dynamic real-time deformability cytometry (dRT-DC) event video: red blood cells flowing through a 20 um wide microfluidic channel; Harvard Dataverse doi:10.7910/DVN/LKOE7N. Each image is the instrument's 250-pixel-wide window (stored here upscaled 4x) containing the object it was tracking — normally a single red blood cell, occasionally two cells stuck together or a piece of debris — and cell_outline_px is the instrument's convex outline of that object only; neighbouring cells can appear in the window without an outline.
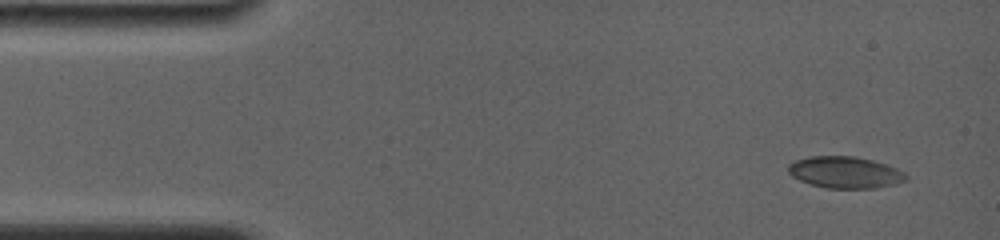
{"species": "common noctule bat (a hibernating species)", "species_latin": "Nyctalus noctula", "temperature_condition": "room temperature", "stored_images_in_passage": 11, "camera_frame_rate_fps": 4000, "um_per_image_px": 0.085, "animal": {"sex": "female", "body_mass_g": 19.0, "forearm_length_mm": 56.7}, "frame": {"image": 1, "passage_image": 1, "time_ms": 0.0, "image_size_px": [1000, 240], "cell_outline_px": [[908, 180], [896, 184], [876, 188], [824, 188], [800, 180], [792, 176], [788, 172], [788, 164], [796, 160], [812, 156], [852, 156], [872, 160], [888, 164], [904, 172], [908, 176]], "centroid_in_image_um": [71.87, 14.65], "position_along_channel_um": 13.1, "area_um2": 21.79}}
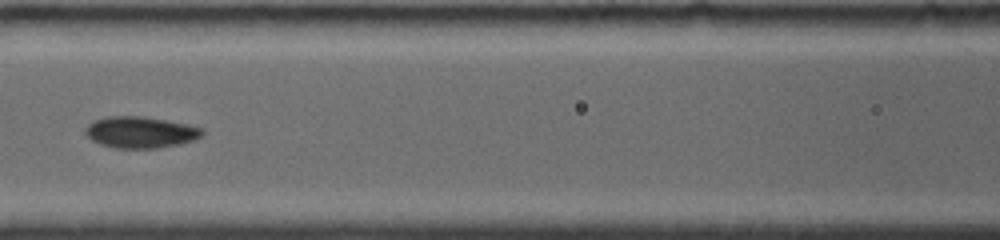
{"frame": {"image": 2, "passage_image": 7, "time_ms": 6.25, "image_size_px": [1000, 240], "cell_outline_px": [[204, 132], [200, 136], [192, 140], [180, 144], [156, 148], [116, 148], [100, 144], [92, 140], [84, 132], [84, 128], [92, 120], [108, 116], [140, 116], [168, 120], [188, 124], [204, 128]], "centroid_in_image_um": [11.92, 11.23], "position_along_channel_um": 154.7, "area_um2": 21.5}}
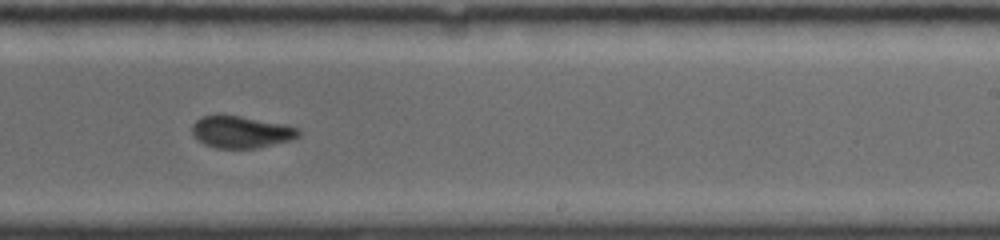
{"frame": {"image": 3, "passage_image": 10, "time_ms": 9.25, "image_size_px": [1000, 240], "cell_outline_px": [[300, 136], [292, 140], [256, 148], [216, 148], [204, 144], [192, 132], [192, 124], [200, 116], [220, 112], [288, 124], [300, 128]], "centroid_in_image_um": [20.51, 11.17], "position_along_channel_um": 268.5, "area_um2": 20.52}}